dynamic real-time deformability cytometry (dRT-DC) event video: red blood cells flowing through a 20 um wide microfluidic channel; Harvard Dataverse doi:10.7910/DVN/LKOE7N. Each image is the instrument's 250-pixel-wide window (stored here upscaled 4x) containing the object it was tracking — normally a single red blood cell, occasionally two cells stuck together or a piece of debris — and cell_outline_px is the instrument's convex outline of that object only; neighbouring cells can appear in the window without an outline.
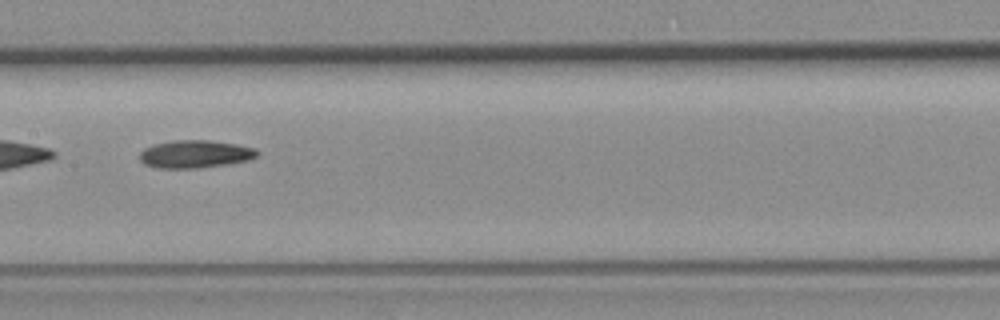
{"species": "common noctule bat (a hibernating species)", "species_latin": "Nyctalus noctula", "temperature_condition": "room temperature", "stored_images_in_passage": 32, "camera_frame_rate_fps": 3000, "um_per_image_px": 0.085, "animal": {"sex": "female", "body_mass_g": 19.3, "forearm_length_mm": 54.1}, "frame": {"image": 1, "passage_image": 10, "time_ms": 3.0, "image_size_px": [1000, 320], "cell_outline_px": [[260, 152], [256, 156], [248, 160], [200, 168], [156, 168], [144, 164], [140, 160], [140, 152], [144, 148], [156, 144], [172, 140], [208, 140], [236, 144], [256, 148]], "centroid_in_image_um": [16.57, 13.09], "position_along_channel_um": 190.8, "area_um2": 18.96}}
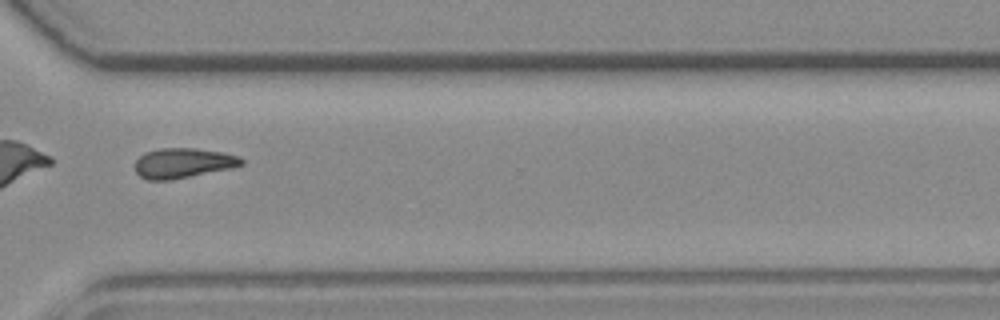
{"frame": {"image": 2, "passage_image": 23, "time_ms": 7.333, "image_size_px": [1000, 320], "cell_outline_px": [[244, 164], [228, 168], [172, 180], [148, 180], [140, 176], [136, 172], [136, 160], [144, 152], [160, 148], [196, 148], [220, 152], [240, 156], [244, 160]], "centroid_in_image_um": [15.54, 13.85], "position_along_channel_um": 355.1, "area_um2": 18.44}}